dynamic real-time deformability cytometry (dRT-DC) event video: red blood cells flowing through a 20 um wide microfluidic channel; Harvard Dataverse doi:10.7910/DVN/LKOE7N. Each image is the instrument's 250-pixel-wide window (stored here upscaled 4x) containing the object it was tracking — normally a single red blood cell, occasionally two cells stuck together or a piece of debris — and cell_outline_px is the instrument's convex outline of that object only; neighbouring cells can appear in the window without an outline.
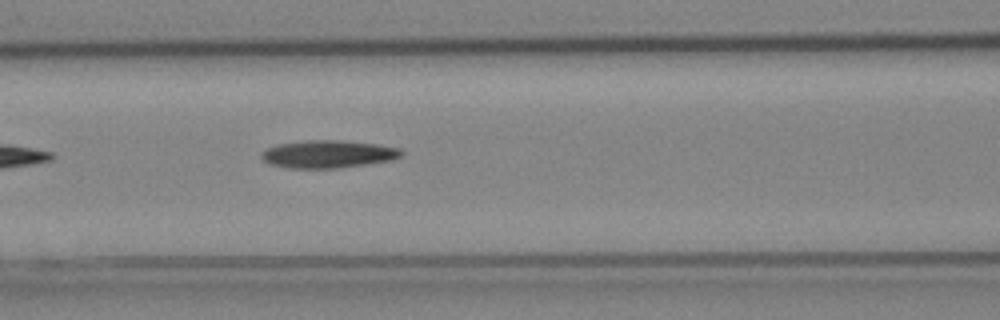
{"species": "Egyptian fruit bat (a non-hibernating species)", "species_latin": "Rousettus aegyptiacus", "temperature_condition": "cold", "stored_images_in_passage": 3, "camera_frame_rate_fps": 3000, "um_per_image_px": 0.085, "animal": {"sex": "female"}, "frame": {"image": 1, "passage_image": 3, "time_ms": 0.667, "image_size_px": [1000, 320], "cell_outline_px": [[404, 152], [400, 156], [388, 160], [364, 164], [336, 168], [288, 168], [272, 164], [264, 160], [260, 156], [268, 148], [280, 144], [308, 140], [340, 140], [376, 144], [400, 148]], "centroid_in_image_um": [27.89, 13.09], "position_along_channel_um": 138.7, "area_um2": 22.08}}